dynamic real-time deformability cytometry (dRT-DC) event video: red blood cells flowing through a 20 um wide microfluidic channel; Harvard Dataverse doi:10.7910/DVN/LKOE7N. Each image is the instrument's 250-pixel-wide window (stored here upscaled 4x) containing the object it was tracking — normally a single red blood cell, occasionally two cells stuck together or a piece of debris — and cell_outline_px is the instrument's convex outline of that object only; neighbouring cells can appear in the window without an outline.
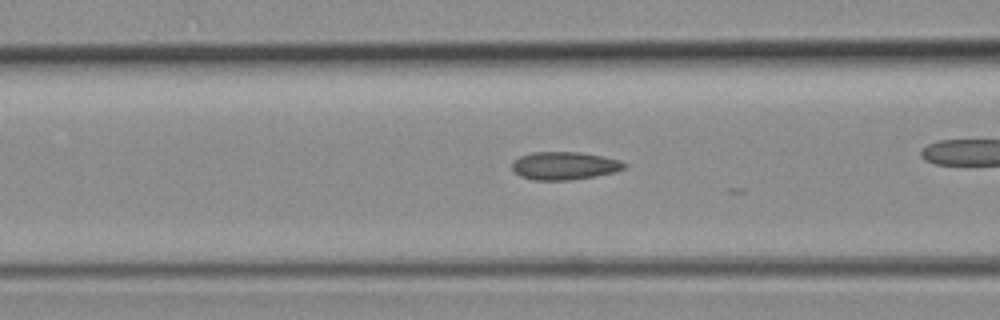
{"species": "common noctule bat (a hibernating species)", "species_latin": "Nyctalus noctula", "temperature_condition": "room temperature", "stored_images_in_passage": 21, "camera_frame_rate_fps": 3000, "um_per_image_px": 0.085, "animal": {"sex": "female", "body_mass_g": 19.3, "forearm_length_mm": 54.1}, "frame": {"image": 1, "passage_image": 17, "time_ms": 5.333, "image_size_px": [1000, 320], "cell_outline_px": [[628, 168], [616, 172], [568, 180], [532, 180], [520, 176], [512, 168], [512, 160], [520, 156], [532, 152], [580, 152], [604, 156], [620, 160], [628, 164]], "centroid_in_image_um": [48.0, 14.08], "position_along_channel_um": 118.6, "area_um2": 18.44}}